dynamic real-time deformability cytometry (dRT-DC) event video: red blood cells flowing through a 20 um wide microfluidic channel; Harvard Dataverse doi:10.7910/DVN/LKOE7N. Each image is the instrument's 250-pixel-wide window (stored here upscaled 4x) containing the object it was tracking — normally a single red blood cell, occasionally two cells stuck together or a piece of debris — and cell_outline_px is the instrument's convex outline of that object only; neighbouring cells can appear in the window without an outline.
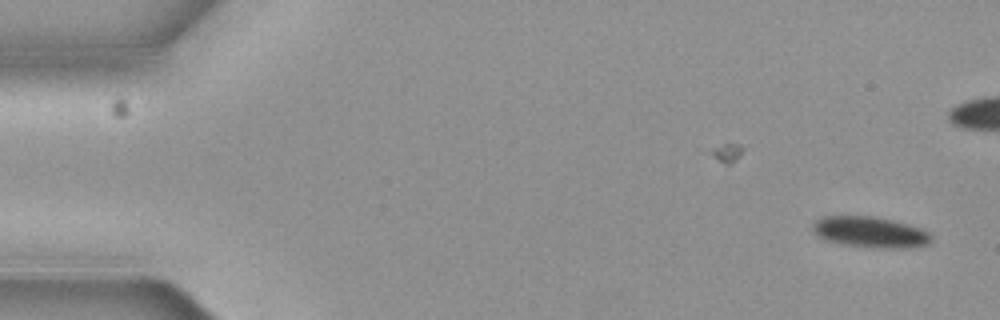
{"species": "common noctule bat (a hibernating species)", "species_latin": "Nyctalus noctula", "temperature_condition": "cold", "stored_images_in_passage": 3, "camera_frame_rate_fps": 3000, "um_per_image_px": 0.085, "animal": {"sex": "female", "body_mass_g": 19.3, "forearm_length_mm": 54.1}, "frame": {"image": 1, "passage_image": 3, "time_ms": 0.667, "image_size_px": [1000, 320], "cell_outline_px": [[932, 240], [924, 244], [896, 248], [884, 248], [840, 244], [824, 240], [816, 236], [812, 232], [812, 224], [820, 216], [876, 216], [908, 224], [920, 228], [928, 232], [932, 236]], "centroid_in_image_um": [73.87, 19.71], "position_along_channel_um": 11.1, "area_um2": 21.33}}